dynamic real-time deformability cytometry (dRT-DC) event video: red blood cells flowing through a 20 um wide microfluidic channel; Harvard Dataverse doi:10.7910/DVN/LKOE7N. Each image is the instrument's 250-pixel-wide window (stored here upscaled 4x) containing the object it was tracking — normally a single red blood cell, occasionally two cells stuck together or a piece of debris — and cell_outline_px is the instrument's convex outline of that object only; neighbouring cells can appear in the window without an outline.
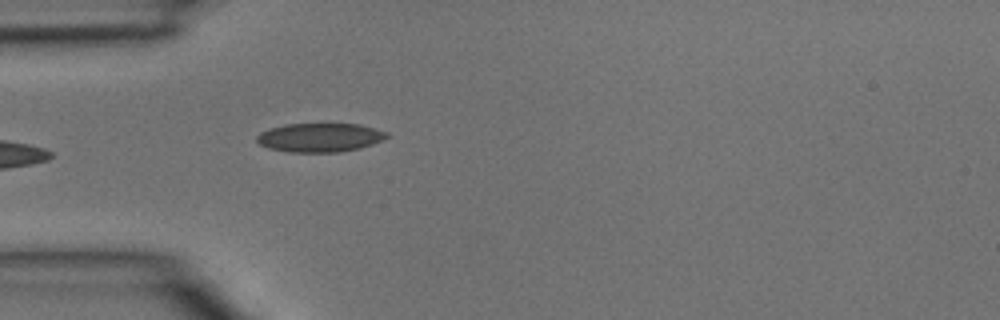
{"species": "common noctule bat (a hibernating species)", "species_latin": "Nyctalus noctula", "temperature_condition": "room temperature", "stored_images_in_passage": 3, "camera_frame_rate_fps": 3000, "um_per_image_px": 0.085, "animal": {"sex": "male", "body_mass_g": 15.6}, "frame": {"image": 1, "passage_image": 3, "time_ms": 0.667, "image_size_px": [1000, 320], "cell_outline_px": [[392, 136], [372, 144], [360, 148], [340, 152], [288, 152], [268, 148], [260, 144], [256, 140], [256, 136], [260, 132], [268, 128], [284, 124], [360, 124], [388, 132]], "centroid_in_image_um": [27.19, 11.68], "position_along_channel_um": 57.8, "area_um2": 22.08}}